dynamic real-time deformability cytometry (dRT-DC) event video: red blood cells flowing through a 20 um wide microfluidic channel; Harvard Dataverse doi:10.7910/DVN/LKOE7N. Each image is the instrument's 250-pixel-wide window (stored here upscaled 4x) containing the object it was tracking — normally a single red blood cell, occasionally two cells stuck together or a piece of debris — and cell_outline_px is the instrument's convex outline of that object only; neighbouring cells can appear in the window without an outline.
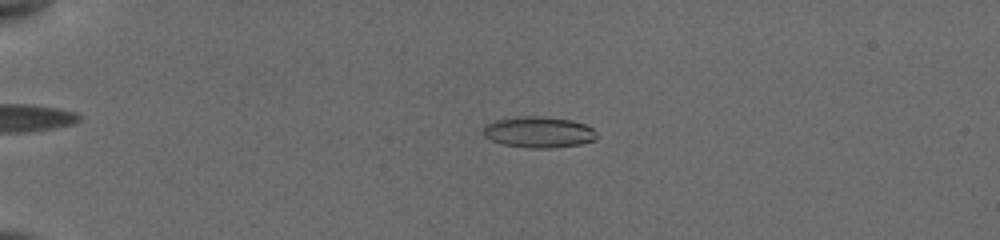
{"species": "common noctule bat (a hibernating species)", "species_latin": "Nyctalus noctula", "temperature_condition": "cold", "stored_images_in_passage": 45, "camera_frame_rate_fps": 3000, "um_per_image_px": 0.085, "animal": {"sex": "female", "body_mass_g": 19.5, "forearm_length_mm": 54.1}, "frame": {"image": 1, "passage_image": 12, "time_ms": 4.333, "image_size_px": [1000, 240], "cell_outline_px": [[600, 136], [596, 140], [580, 144], [556, 148], [528, 148], [504, 144], [492, 140], [484, 136], [484, 124], [496, 120], [516, 116], [548, 116], [572, 120], [584, 124], [592, 128]], "centroid_in_image_um": [45.83, 11.22], "position_along_channel_um": 39.2, "area_um2": 20.87}}
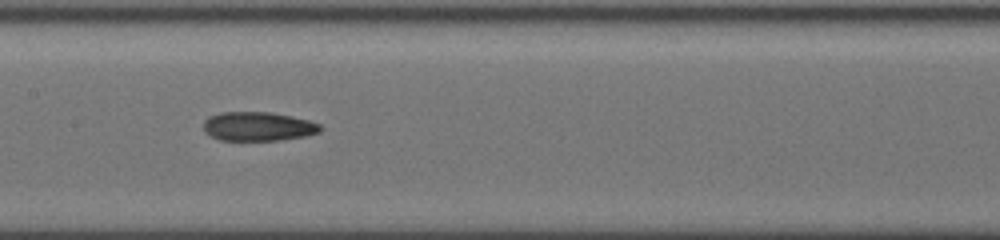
{"frame": {"image": 2, "passage_image": 25, "time_ms": 9.667, "image_size_px": [1000, 240], "cell_outline_px": [[320, 132], [304, 136], [280, 140], [220, 140], [204, 132], [204, 120], [208, 116], [220, 112], [268, 112], [292, 116], [308, 120], [320, 124]], "centroid_in_image_um": [21.91, 10.74], "position_along_channel_um": 185.5, "area_um2": 19.71}}
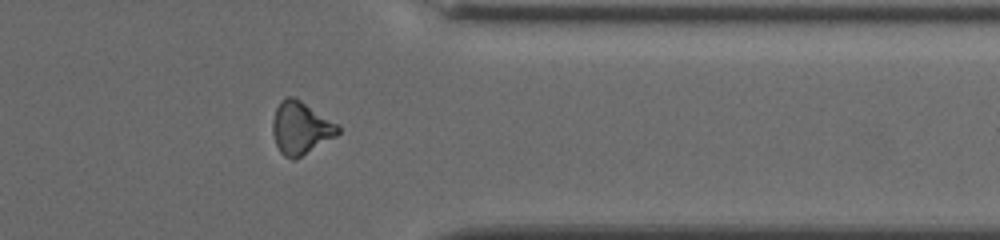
{"frame": {"image": 3, "passage_image": 38, "time_ms": 15.0, "image_size_px": [1000, 240], "cell_outline_px": [[340, 132], [336, 136], [296, 160], [292, 160], [284, 156], [280, 152], [276, 144], [272, 132], [272, 120], [276, 108], [280, 100], [288, 96], [296, 96], [340, 124]], "centroid_in_image_um": [25.58, 10.86], "position_along_channel_um": 385.8, "area_um2": 20.63}, "authors_computed_cell_mechanics": {"area_um2": 19.7676, "velocity_mm_per_s": 3.8444, "shape_relaxation_time_tau1_ms": 10.7126, "shape_relaxation_time_tau2_ms": 3.4977, "deformation_change_tau1": 0.2595, "deformation_change_tau2": 0.1179}}